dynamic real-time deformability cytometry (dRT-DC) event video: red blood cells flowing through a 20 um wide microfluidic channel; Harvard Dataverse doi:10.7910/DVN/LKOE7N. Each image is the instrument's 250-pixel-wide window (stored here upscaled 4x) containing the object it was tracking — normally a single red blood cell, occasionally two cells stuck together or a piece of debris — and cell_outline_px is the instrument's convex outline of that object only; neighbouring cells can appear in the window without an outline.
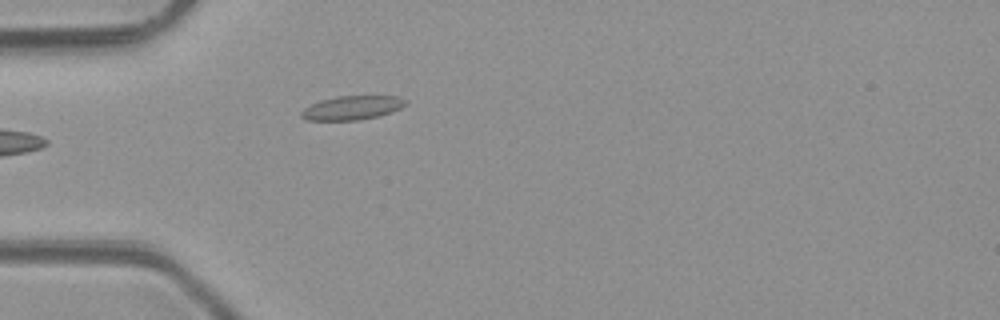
{"species": "common noctule bat (a hibernating species)", "species_latin": "Nyctalus noctula", "temperature_condition": "room temperature", "stored_images_in_passage": 1, "camera_frame_rate_fps": 3000, "um_per_image_px": 0.085, "animal": {"sex": "male", "body_mass_g": 23.1, "forearm_length_mm": 52.7}, "frame": {"image": 1, "passage_image": 1, "time_ms": 0.0, "image_size_px": [1000, 320], "cell_outline_px": [[408, 104], [400, 108], [376, 116], [356, 120], [308, 120], [300, 116], [300, 112], [304, 108], [320, 100], [336, 96], [396, 96], [408, 100]], "centroid_in_image_um": [29.91, 9.15], "position_along_channel_um": 55.1, "area_um2": 14.39}}